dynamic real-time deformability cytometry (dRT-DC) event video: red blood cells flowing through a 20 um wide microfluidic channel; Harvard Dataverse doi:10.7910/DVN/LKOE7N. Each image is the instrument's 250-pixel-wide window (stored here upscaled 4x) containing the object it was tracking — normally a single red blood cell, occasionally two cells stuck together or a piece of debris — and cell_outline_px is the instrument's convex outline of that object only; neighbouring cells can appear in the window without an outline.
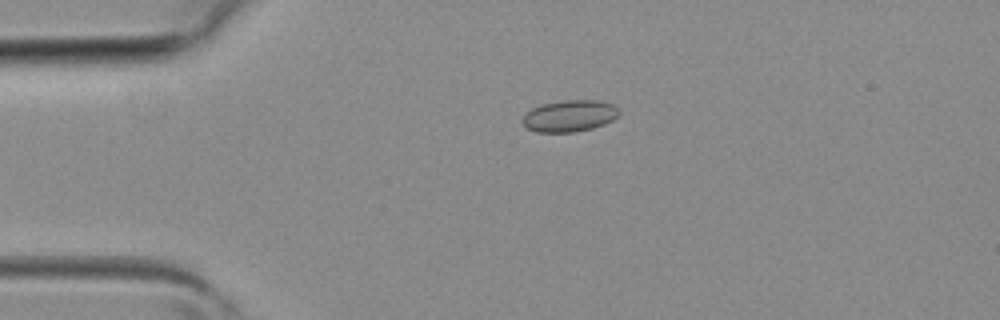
{"species": "common noctule bat (a hibernating species)", "species_latin": "Nyctalus noctula", "temperature_condition": "room temperature", "stored_images_in_passage": 4, "camera_frame_rate_fps": 3000, "um_per_image_px": 0.085, "animal": {"sex": "female", "body_mass_g": 19.3, "forearm_length_mm": 54.1}, "frame": {"image": 1, "passage_image": 3, "time_ms": 0.667, "image_size_px": [1000, 320], "cell_outline_px": [[620, 112], [612, 120], [604, 124], [592, 128], [572, 132], [536, 132], [528, 128], [524, 124], [524, 116], [532, 108], [540, 104], [564, 100], [596, 100], [612, 104]], "centroid_in_image_um": [48.41, 9.84], "position_along_channel_um": 36.6, "area_um2": 17.51}}